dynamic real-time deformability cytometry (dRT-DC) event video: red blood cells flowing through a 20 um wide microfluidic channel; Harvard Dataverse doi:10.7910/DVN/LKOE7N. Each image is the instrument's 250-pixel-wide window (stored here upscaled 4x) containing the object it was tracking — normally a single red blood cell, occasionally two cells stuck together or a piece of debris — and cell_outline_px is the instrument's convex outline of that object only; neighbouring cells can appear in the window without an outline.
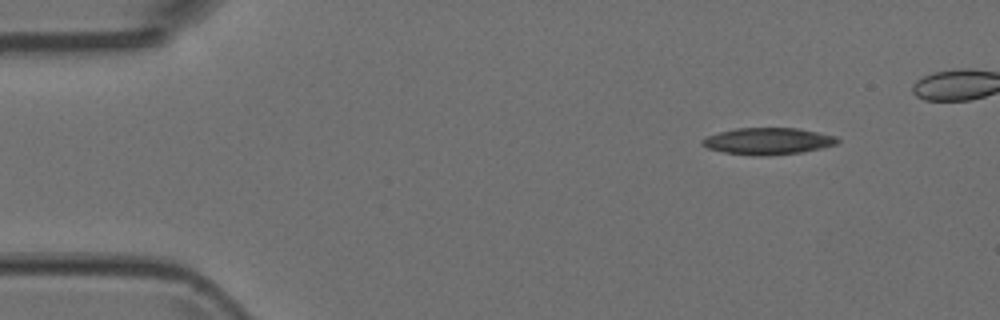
{"species": "Egyptian fruit bat (a non-hibernating species)", "species_latin": "Rousettus aegyptiacus", "temperature_condition": "room temperature", "stored_images_in_passage": 6, "segment_of_instrument_passage": [2, 2], "camera_frame_rate_fps": 3000, "um_per_image_px": 0.085, "animal": {"sex": "female"}, "frame": {"image": 1, "passage_image": 6, "time_ms": 1.667, "image_size_px": [1000, 320], "cell_outline_px": [[840, 140], [836, 144], [804, 152], [764, 156], [752, 156], [724, 152], [708, 148], [700, 144], [700, 140], [708, 136], [720, 132], [736, 128], [796, 128], [836, 136]], "centroid_in_image_um": [65.26, 12.0], "position_along_channel_um": 19.7, "area_um2": 21.04}}